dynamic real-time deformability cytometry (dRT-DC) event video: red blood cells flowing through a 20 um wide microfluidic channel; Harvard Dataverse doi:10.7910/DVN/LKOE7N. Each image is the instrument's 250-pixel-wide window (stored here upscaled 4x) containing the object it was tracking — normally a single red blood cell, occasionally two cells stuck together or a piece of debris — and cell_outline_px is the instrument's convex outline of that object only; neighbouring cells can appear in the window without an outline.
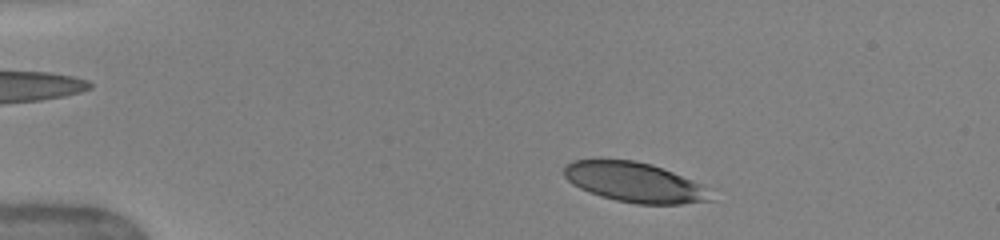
{"species": "human", "species_latin": "Homo sapiens", "temperature_condition": "warm", "stored_images_in_passage": 15, "camera_frame_rate_fps": 3000, "um_per_image_px": 0.085, "donor": {"sex": "female"}, "frame": {"image": 1, "passage_image": 3, "time_ms": 0.333, "image_size_px": [1000, 240], "cell_outline_px": [[716, 200], [680, 204], [636, 204], [616, 200], [600, 196], [580, 188], [572, 184], [564, 176], [564, 168], [572, 160], [600, 156], [632, 160], [652, 164], [672, 172], [700, 184]], "centroid_in_image_um": [53.85, 15.45], "position_along_channel_um": 31.1, "area_um2": 34.51}}